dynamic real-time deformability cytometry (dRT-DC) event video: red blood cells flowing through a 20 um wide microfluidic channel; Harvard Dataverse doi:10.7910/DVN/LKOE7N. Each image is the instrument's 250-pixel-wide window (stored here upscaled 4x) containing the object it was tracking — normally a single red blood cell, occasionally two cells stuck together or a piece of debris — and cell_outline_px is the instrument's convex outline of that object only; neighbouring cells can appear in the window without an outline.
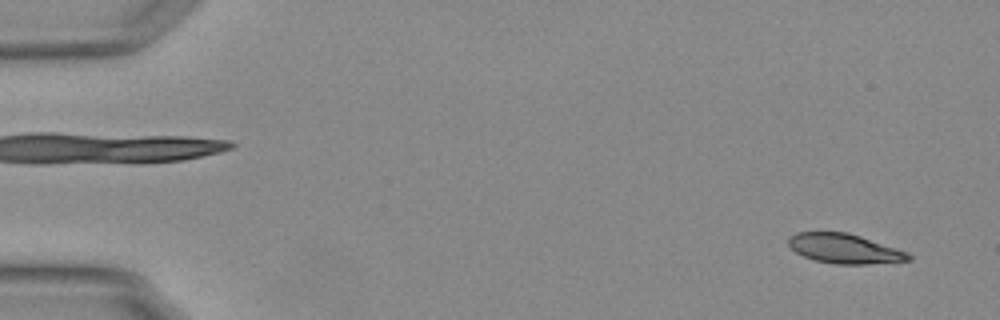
{"species": "Egyptian fruit bat (a non-hibernating species)", "species_latin": "Rousettus aegyptiacus", "temperature_condition": "warm", "stored_images_in_passage": 55, "camera_frame_rate_fps": 3000, "um_per_image_px": 0.085, "animal": {"sex": "female"}, "frame": {"image": 1, "passage_image": 3, "time_ms": 0.667, "image_size_px": [1000, 320], "cell_outline_px": [[912, 260], [864, 264], [836, 264], [816, 260], [804, 256], [796, 252], [788, 244], [788, 236], [796, 232], [848, 232], [908, 252], [912, 256]], "centroid_in_image_um": [71.77, 21.12], "position_along_channel_um": 13.2, "area_um2": 20.58}}
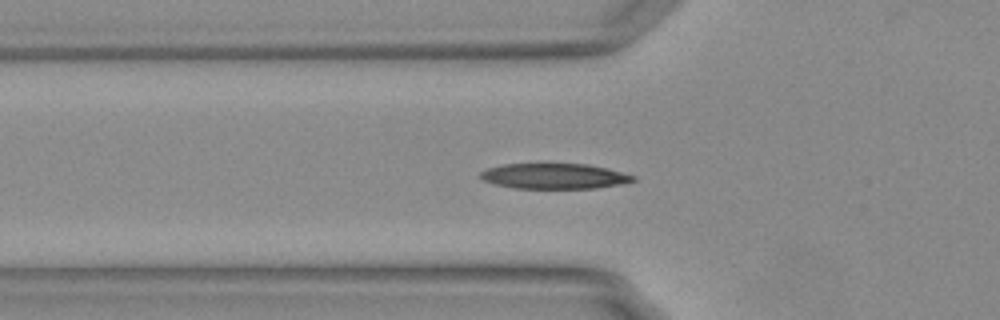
{"frame": {"image": 2, "passage_image": 19, "time_ms": 6.0, "image_size_px": [1000, 320], "cell_outline_px": [[636, 180], [616, 184], [592, 188], [516, 188], [492, 184], [484, 180], [480, 176], [480, 172], [488, 168], [504, 164], [588, 164], [608, 168], [636, 176]], "centroid_in_image_um": [47.09, 14.96], "position_along_channel_um": 78.7, "area_um2": 22.37}}
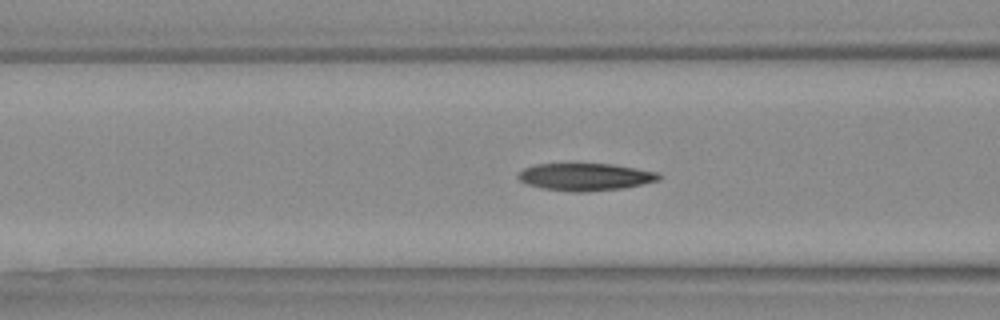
{"frame": {"image": 3, "passage_image": 22, "time_ms": 7.0, "image_size_px": [1000, 320], "cell_outline_px": [[664, 176], [660, 180], [624, 188], [584, 192], [568, 192], [540, 188], [524, 184], [516, 176], [524, 168], [536, 164], [612, 164], [656, 172]], "centroid_in_image_um": [49.73, 15.05], "position_along_channel_um": 116.9, "area_um2": 22.6}, "authors_computed_cell_mechanics": {"area_um2": 21.964, "velocity_mm_per_s": 3.7545, "shape_relaxation_time_tau1_ms": null, "shape_relaxation_time_tau2_ms": 2.9948, "deformation_change_tau1": null, "deformation_change_tau2": 0.0988}}